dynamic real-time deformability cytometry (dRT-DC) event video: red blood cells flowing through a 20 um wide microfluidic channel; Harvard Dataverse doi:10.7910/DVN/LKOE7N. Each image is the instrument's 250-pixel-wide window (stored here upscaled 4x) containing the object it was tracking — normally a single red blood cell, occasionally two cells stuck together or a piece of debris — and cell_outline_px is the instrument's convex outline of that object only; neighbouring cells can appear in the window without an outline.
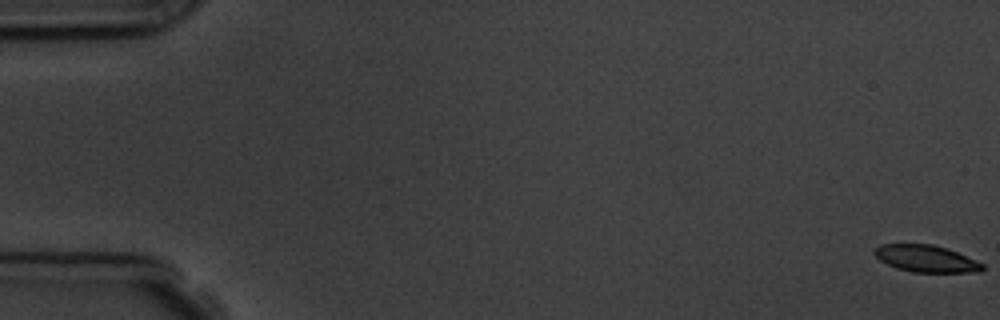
{"species": "common noctule bat (a hibernating species)", "species_latin": "Nyctalus noctula", "temperature_condition": "room temperature", "stored_images_in_passage": 9, "camera_frame_rate_fps": 3000, "um_per_image_px": 0.085, "animal": {"sex": "male", "body_mass_g": 19.5, "forearm_length_mm": 54.6}, "frame": {"image": 1, "passage_image": 1, "time_ms": 0.0, "image_size_px": [1000, 320], "cell_outline_px": [[984, 268], [980, 272], [912, 272], [896, 268], [880, 260], [872, 252], [880, 244], [932, 244], [956, 252], [976, 260], [984, 264]], "centroid_in_image_um": [78.71, 21.99], "position_along_channel_um": 6.3, "area_um2": 16.82}}
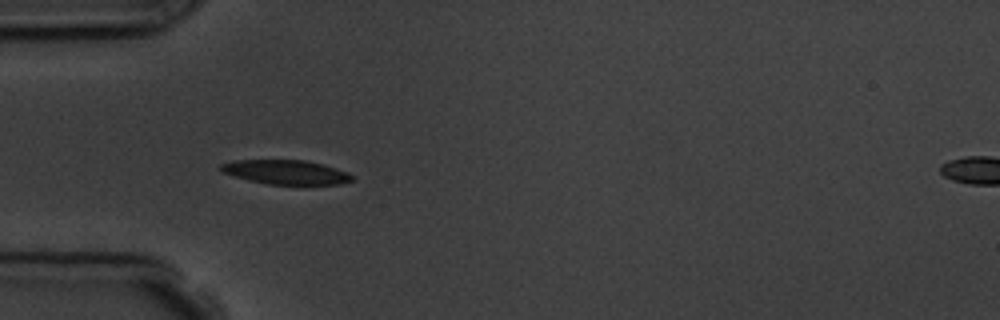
{"frame": {"image": 2, "passage_image": 6, "time_ms": 5.667, "image_size_px": [1000, 320], "cell_outline_px": [[352, 180], [340, 184], [268, 184], [248, 180], [220, 172], [220, 164], [232, 160], [304, 160], [324, 164], [348, 172], [352, 176]], "centroid_in_image_um": [24.26, 14.62], "position_along_channel_um": 60.7, "area_um2": 18.55}}